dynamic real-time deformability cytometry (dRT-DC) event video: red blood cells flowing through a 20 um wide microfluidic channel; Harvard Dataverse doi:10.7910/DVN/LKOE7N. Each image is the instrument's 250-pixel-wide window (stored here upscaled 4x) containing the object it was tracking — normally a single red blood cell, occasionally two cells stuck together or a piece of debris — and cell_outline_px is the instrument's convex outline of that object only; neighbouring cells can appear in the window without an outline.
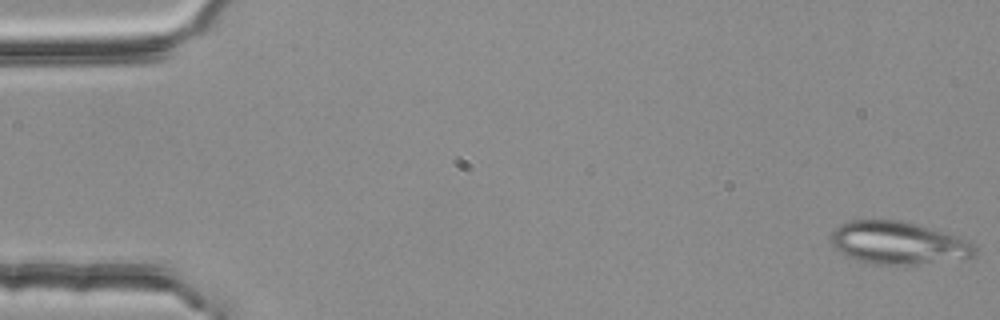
{"species": "common noctule bat (a hibernating species)", "species_latin": "Nyctalus noctula", "temperature_condition": "room temperature", "stored_images_in_passage": 5, "camera_frame_rate_fps": 3000, "um_per_image_px": 0.085, "animal": {"sex": "female", "body_mass_g": 25.1}, "frame": {"image": 1, "passage_image": 1, "time_ms": 0.0, "image_size_px": [1000, 320], "cell_outline_px": [[976, 256], [964, 260], [904, 268], [872, 264], [856, 260], [840, 252], [828, 240], [832, 232], [840, 224], [852, 220], [900, 220], [916, 224], [960, 236], [968, 240], [976, 248]], "centroid_in_image_um": [76.43, 20.71], "position_along_channel_um": 8.6, "area_um2": 37.34}}